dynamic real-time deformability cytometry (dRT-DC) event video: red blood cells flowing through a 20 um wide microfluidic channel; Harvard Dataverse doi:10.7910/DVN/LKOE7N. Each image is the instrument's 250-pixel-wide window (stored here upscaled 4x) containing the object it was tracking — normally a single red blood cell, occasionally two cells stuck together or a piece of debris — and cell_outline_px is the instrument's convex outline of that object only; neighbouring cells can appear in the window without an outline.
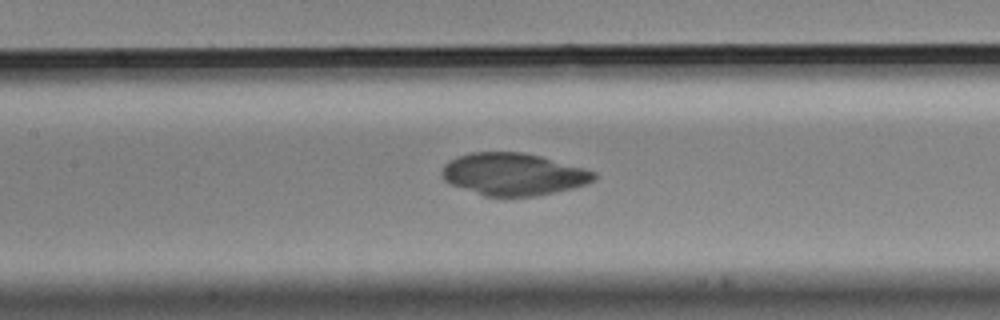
{"species": "Egyptian fruit bat (a non-hibernating species)", "species_latin": "Rousettus aegyptiacus", "temperature_condition": "cold", "stored_images_in_passage": 36, "camera_frame_rate_fps": 3000, "um_per_image_px": 0.085, "animal": {"sex": "male"}, "frame": {"image": 1, "passage_image": 10, "time_ms": 3.0, "image_size_px": [1000, 320], "cell_outline_px": [[596, 180], [572, 188], [536, 196], [484, 196], [452, 184], [444, 180], [440, 172], [444, 164], [448, 160], [456, 156], [472, 152], [524, 152], [540, 156], [584, 168], [596, 172]], "centroid_in_image_um": [43.61, 14.8], "position_along_channel_um": 163.8, "area_um2": 37.4}}
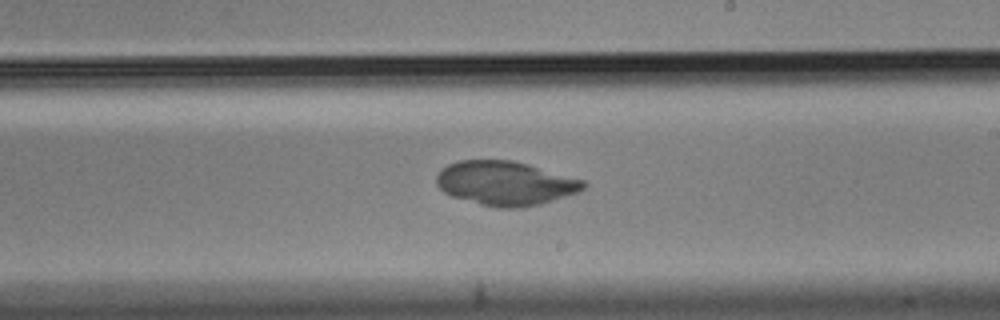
{"frame": {"image": 2, "passage_image": 17, "time_ms": 5.333, "image_size_px": [1000, 320], "cell_outline_px": [[588, 184], [580, 192], [540, 204], [520, 208], [496, 208], [480, 204], [452, 196], [444, 192], [436, 184], [436, 176], [440, 168], [448, 164], [460, 160], [512, 160], [528, 164], [584, 180]], "centroid_in_image_um": [42.95, 15.58], "position_along_channel_um": 246.0, "area_um2": 37.97}}
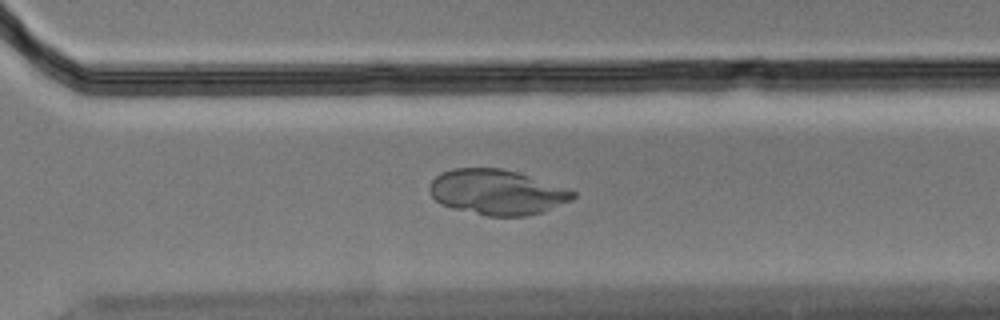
{"frame": {"image": 3, "passage_image": 24, "time_ms": 7.667, "image_size_px": [1000, 320], "cell_outline_px": [[576, 196], [572, 200], [540, 212], [524, 216], [488, 216], [452, 208], [440, 204], [432, 196], [428, 188], [432, 180], [440, 172], [452, 168], [500, 168], [516, 172], [576, 192]], "centroid_in_image_um": [42.18, 16.33], "position_along_channel_um": 328.4, "area_um2": 37.34}}